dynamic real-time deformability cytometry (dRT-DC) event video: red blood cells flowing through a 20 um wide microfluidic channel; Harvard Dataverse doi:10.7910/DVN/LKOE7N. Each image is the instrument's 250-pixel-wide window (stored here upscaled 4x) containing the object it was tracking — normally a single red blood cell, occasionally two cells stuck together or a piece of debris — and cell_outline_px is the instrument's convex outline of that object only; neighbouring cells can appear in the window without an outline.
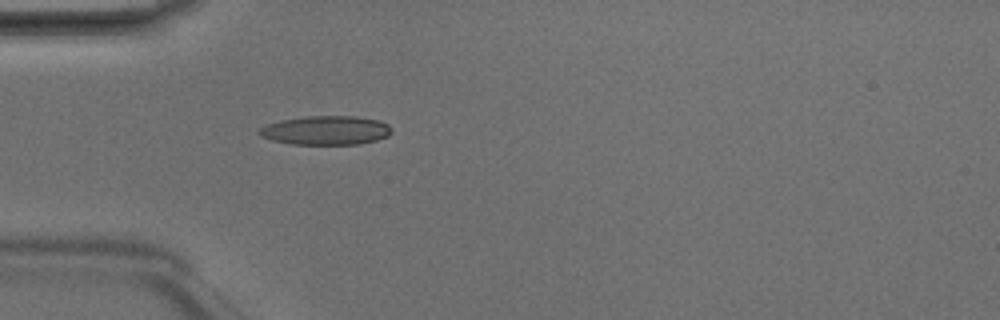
{"species": "Egyptian fruit bat (a non-hibernating species)", "species_latin": "Rousettus aegyptiacus", "temperature_condition": "room temperature", "stored_images_in_passage": 5, "camera_frame_rate_fps": 3000, "um_per_image_px": 0.085, "animal": {"sex": "male"}, "frame": {"image": 1, "passage_image": 5, "time_ms": 1.333, "image_size_px": [1000, 320], "cell_outline_px": [[392, 132], [388, 136], [376, 140], [360, 144], [292, 144], [272, 140], [260, 136], [256, 132], [260, 128], [268, 124], [280, 120], [304, 116], [356, 116], [380, 120], [388, 124], [392, 128]], "centroid_in_image_um": [27.71, 11.07], "position_along_channel_um": 57.3, "area_um2": 22.54}}